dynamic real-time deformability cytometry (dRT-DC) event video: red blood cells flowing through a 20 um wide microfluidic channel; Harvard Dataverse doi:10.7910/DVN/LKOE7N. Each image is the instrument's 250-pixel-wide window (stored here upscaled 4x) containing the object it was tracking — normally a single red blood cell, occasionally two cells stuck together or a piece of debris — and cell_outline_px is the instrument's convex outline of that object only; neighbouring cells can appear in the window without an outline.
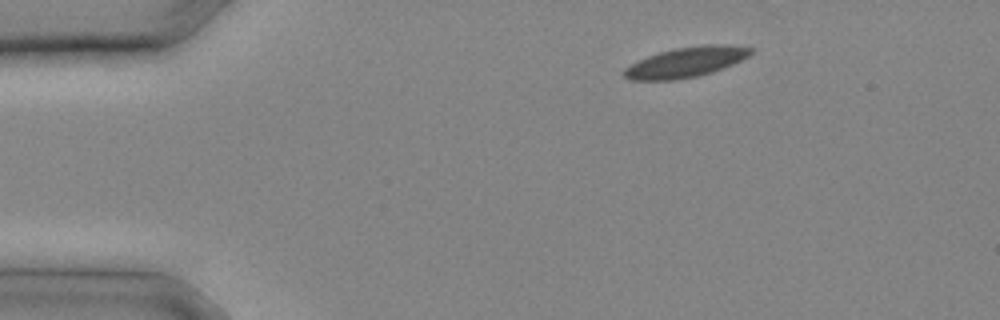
{"species": "common noctule bat (a hibernating species)", "species_latin": "Nyctalus noctula", "temperature_condition": "cold", "stored_images_in_passage": 9, "camera_frame_rate_fps": 3000, "um_per_image_px": 0.085, "animal": {"sex": "male", "body_mass_g": 20.4}, "frame": {"image": 1, "passage_image": 1, "time_ms": 0.0, "image_size_px": [1000, 320], "cell_outline_px": [[756, 48], [748, 56], [732, 64], [712, 72], [696, 76], [672, 80], [628, 80], [624, 76], [624, 68], [648, 56], [660, 52], [676, 48], [704, 44], [724, 44]], "centroid_in_image_um": [58.32, 5.27], "position_along_channel_um": 26.7, "area_um2": 22.02}}
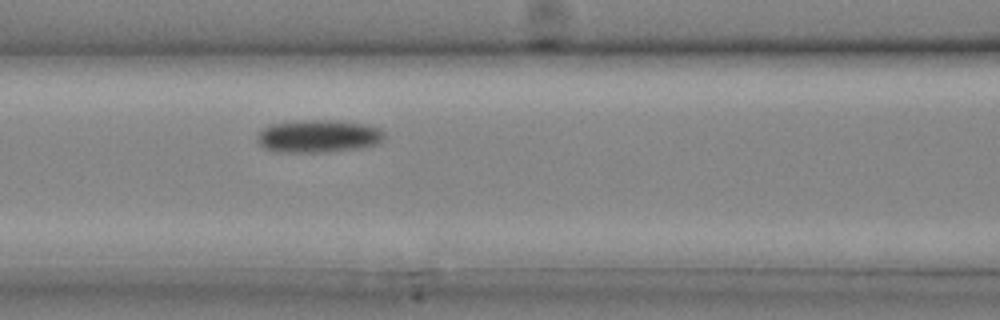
{"frame": {"image": 2, "passage_image": 8, "time_ms": 2.333, "image_size_px": [1000, 320], "cell_outline_px": [[384, 140], [376, 144], [364, 148], [328, 152], [276, 152], [264, 148], [256, 140], [256, 136], [264, 128], [272, 124], [304, 120], [336, 120], [364, 124], [380, 128], [384, 132]], "centroid_in_image_um": [27.09, 11.59], "position_along_channel_um": 139.5, "area_um2": 24.45}}